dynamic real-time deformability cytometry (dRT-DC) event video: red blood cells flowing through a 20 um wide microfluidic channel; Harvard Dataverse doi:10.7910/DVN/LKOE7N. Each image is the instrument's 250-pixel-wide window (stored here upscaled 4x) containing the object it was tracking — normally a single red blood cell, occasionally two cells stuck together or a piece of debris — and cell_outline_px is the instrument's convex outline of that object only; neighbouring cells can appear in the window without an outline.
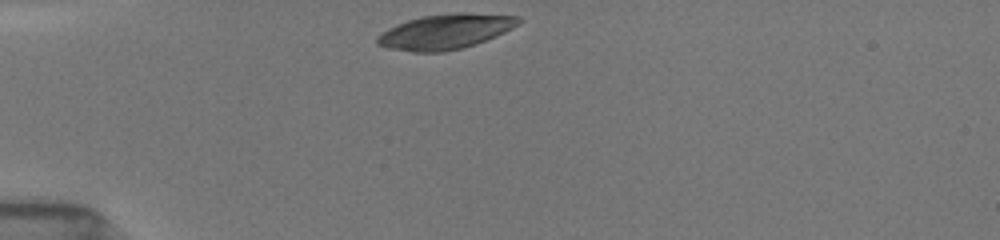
{"species": "common noctule bat (a hibernating species)", "species_latin": "Nyctalus noctula", "temperature_condition": "room temperature", "stored_images_in_passage": 33, "camera_frame_rate_fps": 3000, "um_per_image_px": 0.085, "animal": {"sex": "female", "body_mass_g": 19.5, "forearm_length_mm": 54.1}, "frame": {"image": 1, "passage_image": 1, "time_ms": 0.0, "image_size_px": [1000, 240], "cell_outline_px": [[520, 24], [496, 36], [476, 44], [444, 52], [412, 52], [388, 48], [376, 44], [376, 36], [388, 28], [396, 24], [420, 16], [452, 12], [464, 12], [520, 16]], "centroid_in_image_um": [37.84, 2.67], "position_along_channel_um": 47.2, "area_um2": 29.07}}
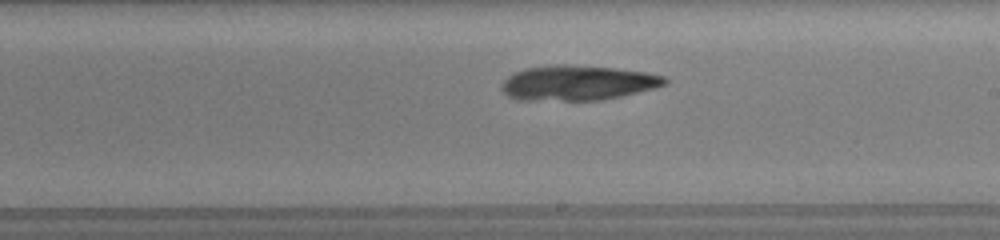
{"frame": {"image": 2, "passage_image": 18, "time_ms": 5.667, "image_size_px": [1000, 240], "cell_outline_px": [[668, 84], [656, 88], [620, 96], [600, 100], [520, 100], [508, 96], [500, 88], [504, 80], [508, 76], [524, 68], [552, 64], [568, 64], [616, 68], [648, 72], [664, 76], [668, 80]], "centroid_in_image_um": [49.12, 7.03], "position_along_channel_um": 239.9, "area_um2": 33.52}}
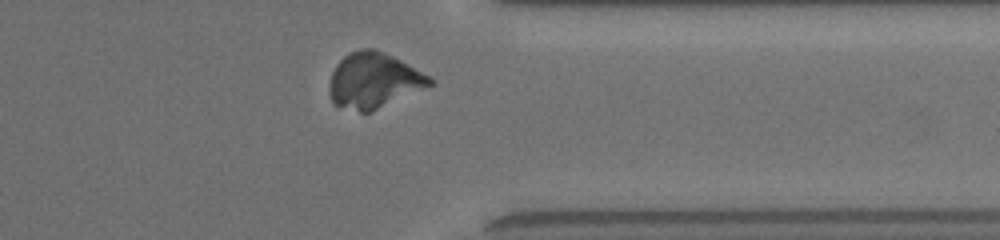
{"frame": {"image": 3, "passage_image": 29, "time_ms": 9.333, "image_size_px": [1000, 240], "cell_outline_px": [[436, 84], [372, 112], [360, 112], [336, 104], [332, 100], [328, 88], [328, 84], [332, 72], [336, 64], [348, 52], [360, 48], [376, 48], [400, 60], [436, 80]], "centroid_in_image_um": [31.79, 6.84], "position_along_channel_um": 379.6, "area_um2": 32.71}}